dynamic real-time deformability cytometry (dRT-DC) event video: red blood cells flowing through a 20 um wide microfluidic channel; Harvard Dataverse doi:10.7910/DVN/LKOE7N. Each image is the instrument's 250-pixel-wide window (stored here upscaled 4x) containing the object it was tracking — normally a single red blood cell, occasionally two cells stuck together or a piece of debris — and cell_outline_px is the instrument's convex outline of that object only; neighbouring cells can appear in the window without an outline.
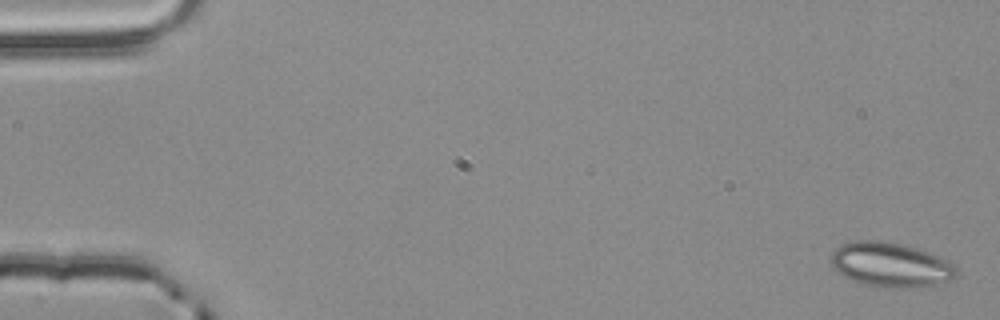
{"species": "common noctule bat (a hibernating species)", "species_latin": "Nyctalus noctula", "temperature_condition": "room temperature", "stored_images_in_passage": 4, "segment_of_instrument_passage": [1, 2], "camera_frame_rate_fps": 3000, "um_per_image_px": 0.085, "animal": {"sex": "male", "body_mass_g": 20.4}, "frame": {"image": 1, "passage_image": 1, "time_ms": 0.0, "image_size_px": [1000, 320], "cell_outline_px": [[956, 276], [948, 280], [920, 288], [884, 288], [864, 284], [852, 280], [844, 276], [832, 268], [832, 252], [840, 244], [852, 240], [876, 240], [904, 244], [928, 252], [948, 260], [956, 268]], "centroid_in_image_um": [75.68, 22.5], "position_along_channel_um": 9.3, "area_um2": 32.71}}